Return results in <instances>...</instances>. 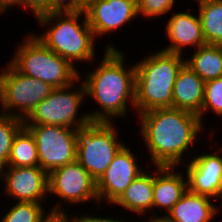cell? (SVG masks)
I'll return each instance as SVG.
<instances>
[{
	"mask_svg": "<svg viewBox=\"0 0 222 222\" xmlns=\"http://www.w3.org/2000/svg\"><path fill=\"white\" fill-rule=\"evenodd\" d=\"M138 119V132L150 156L148 168L180 167L186 161L183 156L192 154L190 148L195 147L199 133L205 130L198 115L173 107L143 112Z\"/></svg>",
	"mask_w": 222,
	"mask_h": 222,
	"instance_id": "6da1fadb",
	"label": "cell"
},
{
	"mask_svg": "<svg viewBox=\"0 0 222 222\" xmlns=\"http://www.w3.org/2000/svg\"><path fill=\"white\" fill-rule=\"evenodd\" d=\"M104 50L95 69L86 71L84 76L81 72L79 77L85 87L86 99L90 97L101 108L88 111L91 122L114 123L115 118H128V106L135 110V64L127 68L125 51L115 44H107Z\"/></svg>",
	"mask_w": 222,
	"mask_h": 222,
	"instance_id": "7a4b0ae2",
	"label": "cell"
},
{
	"mask_svg": "<svg viewBox=\"0 0 222 222\" xmlns=\"http://www.w3.org/2000/svg\"><path fill=\"white\" fill-rule=\"evenodd\" d=\"M36 21L43 27L41 29H45L41 35L34 33L35 36L74 67H78V62L87 64V61L92 63L96 59V38L84 11L51 12Z\"/></svg>",
	"mask_w": 222,
	"mask_h": 222,
	"instance_id": "3957f363",
	"label": "cell"
},
{
	"mask_svg": "<svg viewBox=\"0 0 222 222\" xmlns=\"http://www.w3.org/2000/svg\"><path fill=\"white\" fill-rule=\"evenodd\" d=\"M183 55L162 50L150 53L135 63V111L173 107V86L181 68Z\"/></svg>",
	"mask_w": 222,
	"mask_h": 222,
	"instance_id": "277c9868",
	"label": "cell"
},
{
	"mask_svg": "<svg viewBox=\"0 0 222 222\" xmlns=\"http://www.w3.org/2000/svg\"><path fill=\"white\" fill-rule=\"evenodd\" d=\"M31 33L18 44L8 62L20 73L44 81L53 88L65 87L76 81L79 69Z\"/></svg>",
	"mask_w": 222,
	"mask_h": 222,
	"instance_id": "5b68a950",
	"label": "cell"
},
{
	"mask_svg": "<svg viewBox=\"0 0 222 222\" xmlns=\"http://www.w3.org/2000/svg\"><path fill=\"white\" fill-rule=\"evenodd\" d=\"M114 126L113 122H91L76 129V161L96 182L125 145Z\"/></svg>",
	"mask_w": 222,
	"mask_h": 222,
	"instance_id": "8992f818",
	"label": "cell"
},
{
	"mask_svg": "<svg viewBox=\"0 0 222 222\" xmlns=\"http://www.w3.org/2000/svg\"><path fill=\"white\" fill-rule=\"evenodd\" d=\"M75 84L79 85L76 87ZM85 97V87L79 77L68 86L55 88L34 107L23 124L58 125L74 129L84 127L91 123L88 112L79 115Z\"/></svg>",
	"mask_w": 222,
	"mask_h": 222,
	"instance_id": "52a82bcc",
	"label": "cell"
},
{
	"mask_svg": "<svg viewBox=\"0 0 222 222\" xmlns=\"http://www.w3.org/2000/svg\"><path fill=\"white\" fill-rule=\"evenodd\" d=\"M4 67L0 72L1 111L24 121L55 88L20 73L9 62Z\"/></svg>",
	"mask_w": 222,
	"mask_h": 222,
	"instance_id": "ba28073f",
	"label": "cell"
},
{
	"mask_svg": "<svg viewBox=\"0 0 222 222\" xmlns=\"http://www.w3.org/2000/svg\"><path fill=\"white\" fill-rule=\"evenodd\" d=\"M49 179V197L57 196L62 201H57L50 212L52 214H66L62 206L63 202L75 206L94 200L97 208L99 207V198L96 189V181L92 176L77 162L66 164L48 174Z\"/></svg>",
	"mask_w": 222,
	"mask_h": 222,
	"instance_id": "9c48e42d",
	"label": "cell"
},
{
	"mask_svg": "<svg viewBox=\"0 0 222 222\" xmlns=\"http://www.w3.org/2000/svg\"><path fill=\"white\" fill-rule=\"evenodd\" d=\"M34 136L39 167L47 174L76 161V129L58 125L24 124Z\"/></svg>",
	"mask_w": 222,
	"mask_h": 222,
	"instance_id": "30bf717a",
	"label": "cell"
},
{
	"mask_svg": "<svg viewBox=\"0 0 222 222\" xmlns=\"http://www.w3.org/2000/svg\"><path fill=\"white\" fill-rule=\"evenodd\" d=\"M138 159L128 145L118 151L108 169L96 182L100 207L106 202L112 206L126 188L145 171V165L143 167L138 164Z\"/></svg>",
	"mask_w": 222,
	"mask_h": 222,
	"instance_id": "8fae6325",
	"label": "cell"
},
{
	"mask_svg": "<svg viewBox=\"0 0 222 222\" xmlns=\"http://www.w3.org/2000/svg\"><path fill=\"white\" fill-rule=\"evenodd\" d=\"M2 189L16 202L46 203L49 198L48 174L39 166H5Z\"/></svg>",
	"mask_w": 222,
	"mask_h": 222,
	"instance_id": "7c38bea8",
	"label": "cell"
},
{
	"mask_svg": "<svg viewBox=\"0 0 222 222\" xmlns=\"http://www.w3.org/2000/svg\"><path fill=\"white\" fill-rule=\"evenodd\" d=\"M214 152L193 154L185 165L188 190L210 197L222 199V147ZM216 151V152H215ZM221 153V154H220Z\"/></svg>",
	"mask_w": 222,
	"mask_h": 222,
	"instance_id": "4fadbf2b",
	"label": "cell"
},
{
	"mask_svg": "<svg viewBox=\"0 0 222 222\" xmlns=\"http://www.w3.org/2000/svg\"><path fill=\"white\" fill-rule=\"evenodd\" d=\"M84 12L95 38L109 36L139 16L137 0H91Z\"/></svg>",
	"mask_w": 222,
	"mask_h": 222,
	"instance_id": "5bb4252c",
	"label": "cell"
},
{
	"mask_svg": "<svg viewBox=\"0 0 222 222\" xmlns=\"http://www.w3.org/2000/svg\"><path fill=\"white\" fill-rule=\"evenodd\" d=\"M191 7L187 12L173 13L167 18L165 25V37H168L169 45L160 49L165 52L181 54L187 46L194 47L196 50L199 46L205 45V39L202 32V25L199 15L191 13Z\"/></svg>",
	"mask_w": 222,
	"mask_h": 222,
	"instance_id": "9a60e30c",
	"label": "cell"
},
{
	"mask_svg": "<svg viewBox=\"0 0 222 222\" xmlns=\"http://www.w3.org/2000/svg\"><path fill=\"white\" fill-rule=\"evenodd\" d=\"M154 170L153 219H162L187 191V176L179 167L152 166ZM157 168V169H156ZM175 169H179L178 171ZM186 177V178H185ZM160 208V209H159ZM163 208V209H162ZM154 209H162L159 216Z\"/></svg>",
	"mask_w": 222,
	"mask_h": 222,
	"instance_id": "2e32d148",
	"label": "cell"
},
{
	"mask_svg": "<svg viewBox=\"0 0 222 222\" xmlns=\"http://www.w3.org/2000/svg\"><path fill=\"white\" fill-rule=\"evenodd\" d=\"M212 198L193 193L187 189L181 199L173 206L164 222H211L218 213H222V205L213 203ZM218 204V205H216ZM219 207V208H218Z\"/></svg>",
	"mask_w": 222,
	"mask_h": 222,
	"instance_id": "e0dca14e",
	"label": "cell"
},
{
	"mask_svg": "<svg viewBox=\"0 0 222 222\" xmlns=\"http://www.w3.org/2000/svg\"><path fill=\"white\" fill-rule=\"evenodd\" d=\"M204 92L205 81L185 64L179 71L173 86V108L199 115Z\"/></svg>",
	"mask_w": 222,
	"mask_h": 222,
	"instance_id": "ac0fdd59",
	"label": "cell"
},
{
	"mask_svg": "<svg viewBox=\"0 0 222 222\" xmlns=\"http://www.w3.org/2000/svg\"><path fill=\"white\" fill-rule=\"evenodd\" d=\"M146 170L140 174L124 191L121 197L112 205H116L128 211V213L138 214L142 219L146 214L153 219V186L154 170ZM150 212V213H149ZM143 216V217H142Z\"/></svg>",
	"mask_w": 222,
	"mask_h": 222,
	"instance_id": "d6986e66",
	"label": "cell"
},
{
	"mask_svg": "<svg viewBox=\"0 0 222 222\" xmlns=\"http://www.w3.org/2000/svg\"><path fill=\"white\" fill-rule=\"evenodd\" d=\"M190 56L185 58L186 65L203 81L222 77V45L199 46Z\"/></svg>",
	"mask_w": 222,
	"mask_h": 222,
	"instance_id": "ffe728a7",
	"label": "cell"
},
{
	"mask_svg": "<svg viewBox=\"0 0 222 222\" xmlns=\"http://www.w3.org/2000/svg\"><path fill=\"white\" fill-rule=\"evenodd\" d=\"M197 4L206 44L222 45V0H201Z\"/></svg>",
	"mask_w": 222,
	"mask_h": 222,
	"instance_id": "44dd1931",
	"label": "cell"
},
{
	"mask_svg": "<svg viewBox=\"0 0 222 222\" xmlns=\"http://www.w3.org/2000/svg\"><path fill=\"white\" fill-rule=\"evenodd\" d=\"M6 166H39L36 141L34 136L26 127H23L15 135Z\"/></svg>",
	"mask_w": 222,
	"mask_h": 222,
	"instance_id": "7402d4cb",
	"label": "cell"
},
{
	"mask_svg": "<svg viewBox=\"0 0 222 222\" xmlns=\"http://www.w3.org/2000/svg\"><path fill=\"white\" fill-rule=\"evenodd\" d=\"M42 205L43 203L15 201L0 218V222H45L53 214L50 211L46 213L45 205Z\"/></svg>",
	"mask_w": 222,
	"mask_h": 222,
	"instance_id": "603a6c76",
	"label": "cell"
},
{
	"mask_svg": "<svg viewBox=\"0 0 222 222\" xmlns=\"http://www.w3.org/2000/svg\"><path fill=\"white\" fill-rule=\"evenodd\" d=\"M24 127L23 120L2 113L0 115V161L6 166L15 135Z\"/></svg>",
	"mask_w": 222,
	"mask_h": 222,
	"instance_id": "cb8c5ba5",
	"label": "cell"
},
{
	"mask_svg": "<svg viewBox=\"0 0 222 222\" xmlns=\"http://www.w3.org/2000/svg\"><path fill=\"white\" fill-rule=\"evenodd\" d=\"M222 117V77L208 80L205 82L204 100L201 113L198 115L204 125V114L209 112Z\"/></svg>",
	"mask_w": 222,
	"mask_h": 222,
	"instance_id": "d4e9b609",
	"label": "cell"
},
{
	"mask_svg": "<svg viewBox=\"0 0 222 222\" xmlns=\"http://www.w3.org/2000/svg\"><path fill=\"white\" fill-rule=\"evenodd\" d=\"M176 0H137L138 15L146 19L166 16L171 12Z\"/></svg>",
	"mask_w": 222,
	"mask_h": 222,
	"instance_id": "484cf974",
	"label": "cell"
},
{
	"mask_svg": "<svg viewBox=\"0 0 222 222\" xmlns=\"http://www.w3.org/2000/svg\"><path fill=\"white\" fill-rule=\"evenodd\" d=\"M21 8L32 11L34 18L51 13V0H21Z\"/></svg>",
	"mask_w": 222,
	"mask_h": 222,
	"instance_id": "4316f807",
	"label": "cell"
},
{
	"mask_svg": "<svg viewBox=\"0 0 222 222\" xmlns=\"http://www.w3.org/2000/svg\"><path fill=\"white\" fill-rule=\"evenodd\" d=\"M86 0H51V12L84 11Z\"/></svg>",
	"mask_w": 222,
	"mask_h": 222,
	"instance_id": "83f0119b",
	"label": "cell"
},
{
	"mask_svg": "<svg viewBox=\"0 0 222 222\" xmlns=\"http://www.w3.org/2000/svg\"><path fill=\"white\" fill-rule=\"evenodd\" d=\"M68 214V217L71 222H127L121 219H114V217L109 218L107 216H99V215H91L90 213L87 215H74ZM130 222V221H129Z\"/></svg>",
	"mask_w": 222,
	"mask_h": 222,
	"instance_id": "f1b7e54d",
	"label": "cell"
},
{
	"mask_svg": "<svg viewBox=\"0 0 222 222\" xmlns=\"http://www.w3.org/2000/svg\"><path fill=\"white\" fill-rule=\"evenodd\" d=\"M17 6L21 7V0H0V15Z\"/></svg>",
	"mask_w": 222,
	"mask_h": 222,
	"instance_id": "f546056e",
	"label": "cell"
},
{
	"mask_svg": "<svg viewBox=\"0 0 222 222\" xmlns=\"http://www.w3.org/2000/svg\"><path fill=\"white\" fill-rule=\"evenodd\" d=\"M45 222H71L68 214H53L47 221Z\"/></svg>",
	"mask_w": 222,
	"mask_h": 222,
	"instance_id": "4dcf8cb0",
	"label": "cell"
},
{
	"mask_svg": "<svg viewBox=\"0 0 222 222\" xmlns=\"http://www.w3.org/2000/svg\"><path fill=\"white\" fill-rule=\"evenodd\" d=\"M138 222H140L139 220H137ZM136 220L134 221V222H137ZM164 222L162 219H151V218H149V219H147L146 218V221H145V219L143 220L142 219V221L141 222ZM130 222H133V221H130Z\"/></svg>",
	"mask_w": 222,
	"mask_h": 222,
	"instance_id": "1f68e13d",
	"label": "cell"
},
{
	"mask_svg": "<svg viewBox=\"0 0 222 222\" xmlns=\"http://www.w3.org/2000/svg\"><path fill=\"white\" fill-rule=\"evenodd\" d=\"M5 165L0 161V179L3 181Z\"/></svg>",
	"mask_w": 222,
	"mask_h": 222,
	"instance_id": "d6a6232c",
	"label": "cell"
},
{
	"mask_svg": "<svg viewBox=\"0 0 222 222\" xmlns=\"http://www.w3.org/2000/svg\"><path fill=\"white\" fill-rule=\"evenodd\" d=\"M0 110H2V105H1V88H0ZM3 112L0 111V115L2 114Z\"/></svg>",
	"mask_w": 222,
	"mask_h": 222,
	"instance_id": "836d02e7",
	"label": "cell"
}]
</instances>
